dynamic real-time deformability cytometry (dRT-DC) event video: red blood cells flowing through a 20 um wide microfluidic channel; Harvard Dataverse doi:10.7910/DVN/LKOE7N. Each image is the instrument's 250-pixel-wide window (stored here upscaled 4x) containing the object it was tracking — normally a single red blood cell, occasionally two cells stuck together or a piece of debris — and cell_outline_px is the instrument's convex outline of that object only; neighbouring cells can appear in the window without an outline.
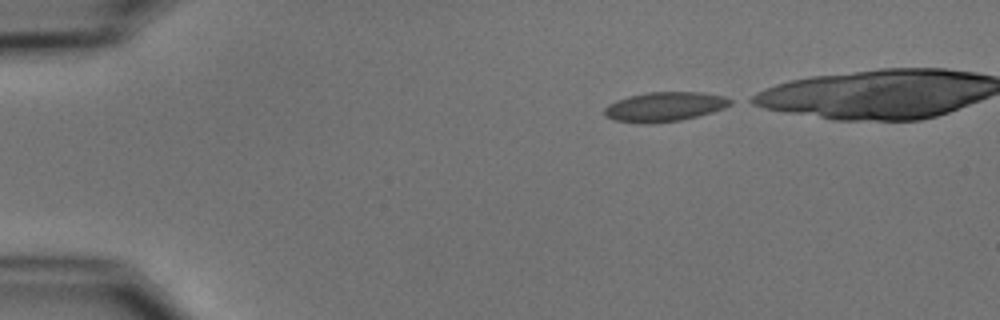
{"species": "common noctule bat (a hibernating species)", "species_latin": "Nyctalus noctula", "temperature_condition": "cold", "stored_images_in_passage": 4, "camera_frame_rate_fps": 3000, "um_per_image_px": 0.085, "animal": {"sex": "male", "body_mass_g": 15.6}, "frame": {"image": 1, "passage_image": 1, "time_ms": 0.0, "image_size_px": [1000, 320], "cell_outline_px": [[732, 104], [724, 108], [712, 112], [680, 120], [644, 124], [612, 120], [604, 116], [604, 108], [608, 104], [616, 100], [628, 96], [648, 92], [700, 92], [724, 96], [732, 100]], "centroid_in_image_um": [56.45, 9.07], "position_along_channel_um": 28.6, "area_um2": 21.68}}